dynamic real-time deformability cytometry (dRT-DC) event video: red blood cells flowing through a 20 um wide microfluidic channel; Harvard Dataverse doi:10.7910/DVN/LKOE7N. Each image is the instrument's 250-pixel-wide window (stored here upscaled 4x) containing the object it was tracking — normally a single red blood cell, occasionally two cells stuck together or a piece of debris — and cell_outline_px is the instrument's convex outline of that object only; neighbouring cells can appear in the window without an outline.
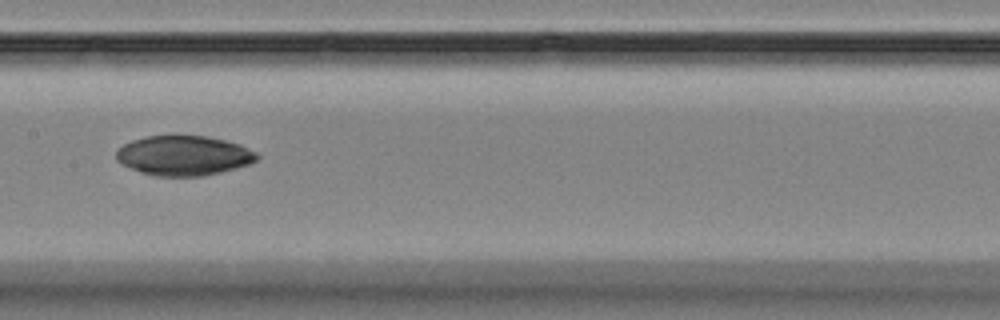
{"species": "Egyptian fruit bat (a non-hibernating species)", "species_latin": "Rousettus aegyptiacus", "temperature_condition": "room temperature", "stored_images_in_passage": 10, "segment_of_instrument_passage": [1, 2], "camera_frame_rate_fps": 3000, "um_per_image_px": 0.085, "animal": {"sex": "female"}, "frame": {"image": 1, "passage_image": 4, "time_ms": 3.667, "image_size_px": [1000, 320], "cell_outline_px": [[260, 156], [256, 160], [248, 164], [236, 168], [220, 172], [200, 176], [156, 176], [140, 172], [116, 160], [116, 152], [124, 144], [132, 140], [144, 136], [176, 132], [208, 136], [240, 144], [256, 152]], "centroid_in_image_um": [15.61, 13.17], "position_along_channel_um": 191.8, "area_um2": 33.35}}
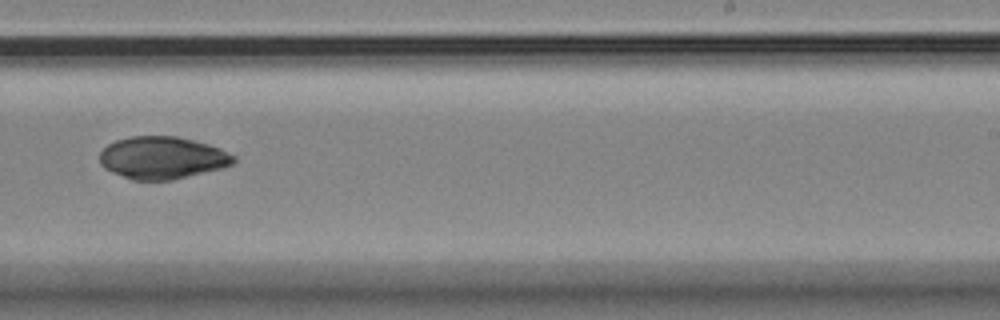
{"frame": {"image": 2, "passage_image": 6, "time_ms": 6.0, "image_size_px": [1000, 320], "cell_outline_px": [[236, 160], [232, 164], [224, 168], [172, 180], [132, 180], [112, 172], [104, 168], [100, 164], [100, 152], [108, 144], [116, 140], [132, 136], [176, 136], [208, 144], [220, 148], [236, 156]], "centroid_in_image_um": [13.81, 13.41], "position_along_channel_um": 275.2, "area_um2": 33.18}}
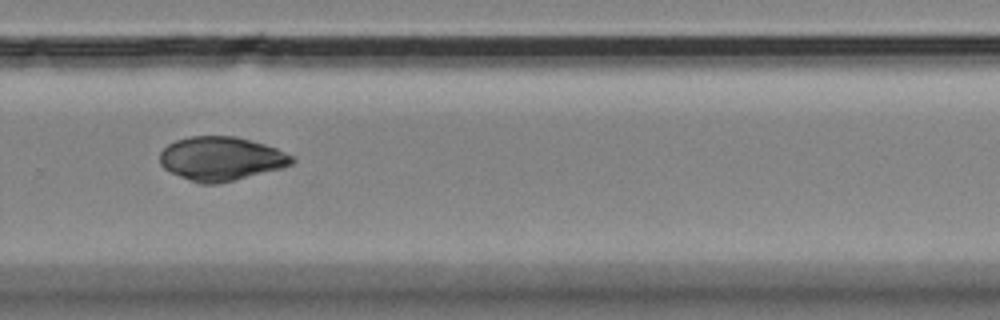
{"frame": {"image": 3, "passage_image": 7, "time_ms": 7.0, "image_size_px": [1000, 320], "cell_outline_px": [[296, 160], [292, 164], [284, 168], [220, 184], [200, 184], [180, 176], [164, 168], [160, 164], [160, 152], [168, 144], [176, 140], [192, 136], [236, 136], [264, 144], [276, 148], [292, 156]], "centroid_in_image_um": [18.81, 13.5], "position_along_channel_um": 311.0, "area_um2": 33.87}}